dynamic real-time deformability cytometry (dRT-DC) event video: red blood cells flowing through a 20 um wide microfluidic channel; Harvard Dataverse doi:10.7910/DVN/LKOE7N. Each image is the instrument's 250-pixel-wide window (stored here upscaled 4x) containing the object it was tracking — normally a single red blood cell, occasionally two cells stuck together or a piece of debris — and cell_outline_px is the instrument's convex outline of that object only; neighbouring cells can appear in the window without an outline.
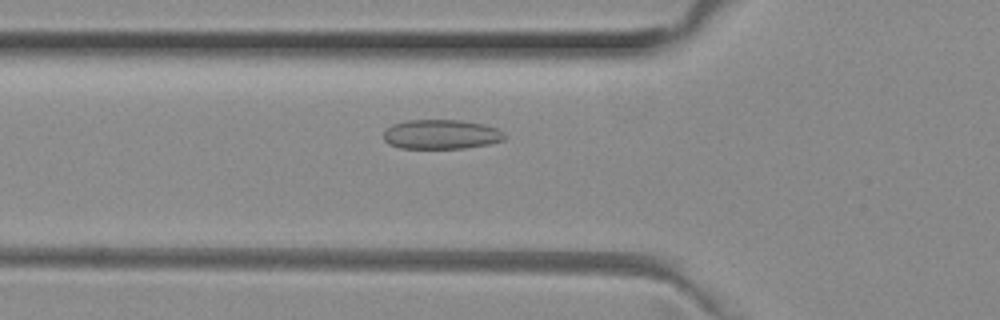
{"species": "common noctule bat (a hibernating species)", "species_latin": "Nyctalus noctula", "temperature_condition": "room temperature", "stored_images_in_passage": 38, "camera_frame_rate_fps": 3000, "um_per_image_px": 0.085, "animal": {"sex": "female", "body_mass_g": 29.2, "forearm_length_mm": 56.3}, "frame": {"image": 1, "passage_image": 4, "time_ms": 1.0, "image_size_px": [1000, 320], "cell_outline_px": [[504, 140], [488, 144], [464, 148], [400, 148], [388, 144], [384, 140], [384, 132], [392, 124], [408, 120], [460, 120], [484, 124], [496, 128], [504, 136]], "centroid_in_image_um": [37.46, 11.42], "position_along_channel_um": 88.3, "area_um2": 20.63}}
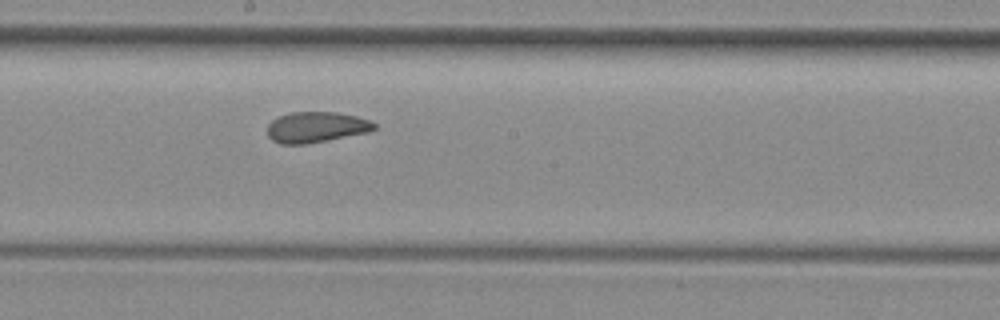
{"frame": {"image": 2, "passage_image": 14, "time_ms": 4.333, "image_size_px": [1000, 320], "cell_outline_px": [[376, 128], [368, 132], [304, 144], [280, 144], [272, 140], [268, 136], [268, 124], [272, 120], [280, 116], [292, 112], [336, 112], [356, 116], [372, 120], [376, 124]], "centroid_in_image_um": [26.88, 10.8], "position_along_channel_um": 221.3, "area_um2": 19.02}}
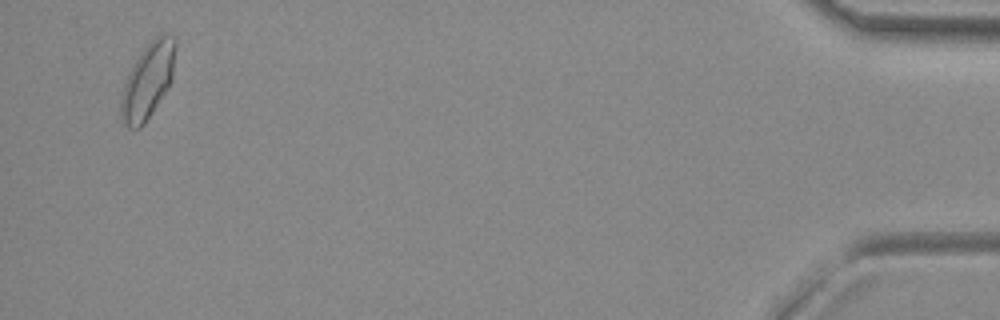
{"frame": {"image": 3, "passage_image": 36, "time_ms": 11.667, "image_size_px": [1000, 320], "cell_outline_px": [[176, 44], [172, 80], [168, 88], [144, 124], [140, 128], [128, 128], [120, 112], [120, 100], [124, 84], [132, 64], [144, 48], [156, 36], [164, 32], [176, 36]], "centroid_in_image_um": [12.59, 6.82], "position_along_channel_um": 422.6, "area_um2": 23.93}, "authors_computed_cell_mechanics": {"area_um2": 19.4786, "velocity_mm_per_s": 3.9834, "shape_relaxation_time_tau1_ms": null, "shape_relaxation_time_tau2_ms": 1.6438, "deformation_change_tau1": null, "deformation_change_tau2": 0.0591}}